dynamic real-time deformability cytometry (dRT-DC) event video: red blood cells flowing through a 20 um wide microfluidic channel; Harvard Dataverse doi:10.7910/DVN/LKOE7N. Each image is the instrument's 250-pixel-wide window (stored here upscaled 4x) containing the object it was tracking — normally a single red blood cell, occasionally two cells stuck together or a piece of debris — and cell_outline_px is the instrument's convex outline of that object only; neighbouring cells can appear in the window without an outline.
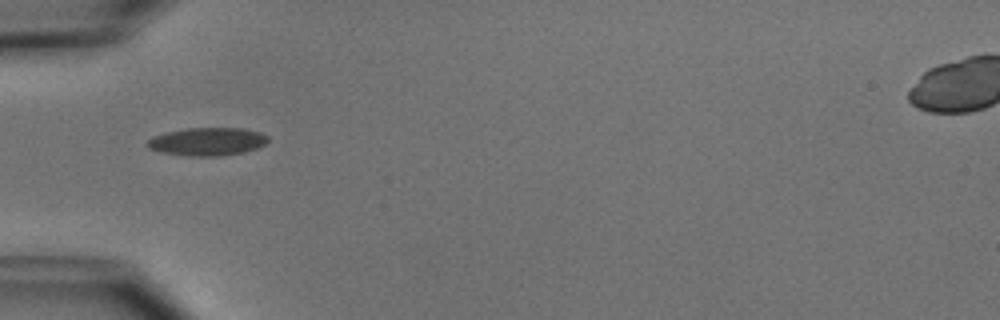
{"species": "common noctule bat (a hibernating species)", "species_latin": "Nyctalus noctula", "temperature_condition": "cold", "stored_images_in_passage": 6, "camera_frame_rate_fps": 3000, "um_per_image_px": 0.085, "animal": {"sex": "male", "body_mass_g": 15.6}, "frame": {"image": 1, "passage_image": 4, "time_ms": 4.333, "image_size_px": [1000, 320], "cell_outline_px": [[268, 140], [264, 144], [256, 148], [244, 152], [220, 156], [188, 156], [160, 152], [148, 148], [148, 140], [152, 136], [168, 132], [188, 128], [244, 128], [260, 132], [268, 136]], "centroid_in_image_um": [17.63, 12.03], "position_along_channel_um": 67.4, "area_um2": 19.65}}
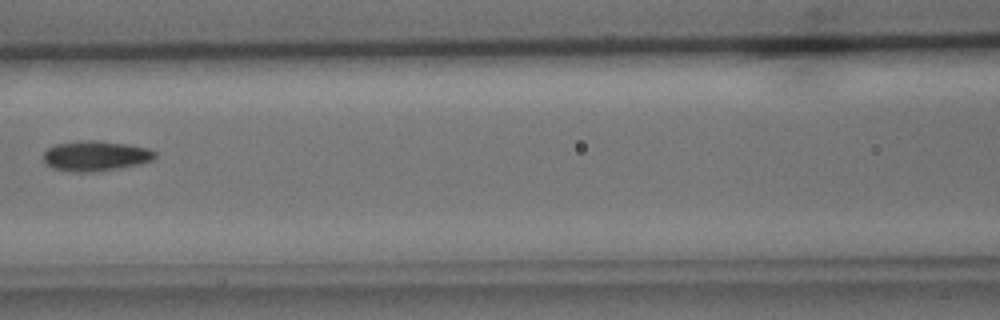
{"frame": {"image": 2, "passage_image": 6, "time_ms": 6.667, "image_size_px": [1000, 320], "cell_outline_px": [[156, 156], [152, 160], [140, 164], [96, 172], [68, 172], [52, 168], [44, 164], [44, 152], [48, 148], [56, 144], [88, 140], [96, 140], [124, 144], [148, 148], [156, 152]], "centroid_in_image_um": [8.1, 13.27], "position_along_channel_um": 158.5, "area_um2": 19.65}}